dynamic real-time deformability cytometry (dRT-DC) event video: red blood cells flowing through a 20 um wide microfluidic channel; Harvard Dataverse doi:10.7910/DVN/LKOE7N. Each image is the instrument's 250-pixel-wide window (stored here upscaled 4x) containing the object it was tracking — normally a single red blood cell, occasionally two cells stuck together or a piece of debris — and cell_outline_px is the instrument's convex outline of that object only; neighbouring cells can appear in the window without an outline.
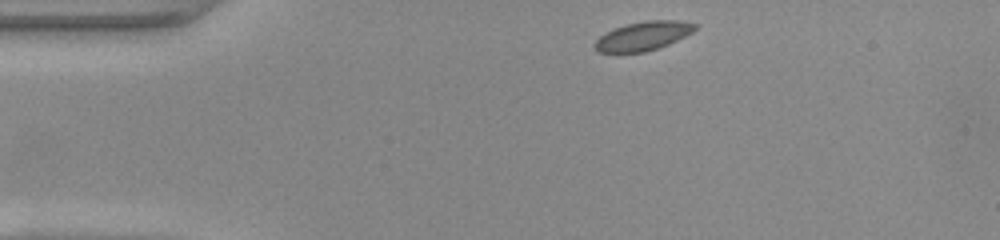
{"species": "common noctule bat (a hibernating species)", "species_latin": "Nyctalus noctula", "temperature_condition": "warm", "stored_images_in_passage": 42, "camera_frame_rate_fps": 3000, "um_per_image_px": 0.085, "animal": {"sex": "female", "body_mass_g": 22.0, "forearm_length_mm": 56.7}, "frame": {"image": 1, "passage_image": 1, "time_ms": 0.0, "image_size_px": [1000, 240], "cell_outline_px": [[696, 28], [692, 32], [668, 44], [644, 52], [596, 52], [592, 44], [600, 36], [616, 28], [628, 24], [644, 20], [680, 20], [696, 24]], "centroid_in_image_um": [54.65, 3.06], "position_along_channel_um": 30.4, "area_um2": 16.65}}
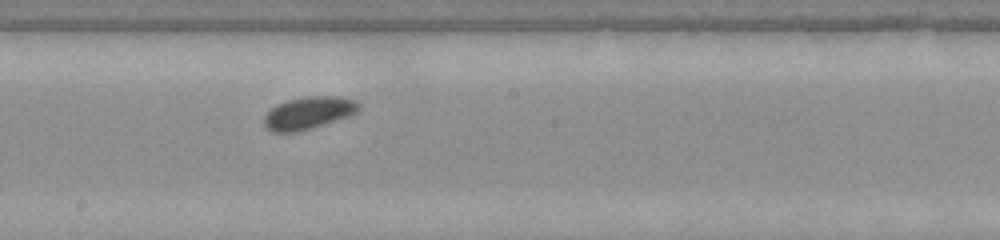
{"frame": {"image": 2, "passage_image": 19, "time_ms": 6.0, "image_size_px": [1000, 240], "cell_outline_px": [[360, 108], [356, 112], [348, 116], [312, 128], [296, 132], [272, 132], [264, 124], [264, 116], [276, 104], [288, 100], [308, 96], [340, 96], [356, 100], [360, 104]], "centroid_in_image_um": [26.24, 9.59], "position_along_channel_um": 222.0, "area_um2": 17.8}}
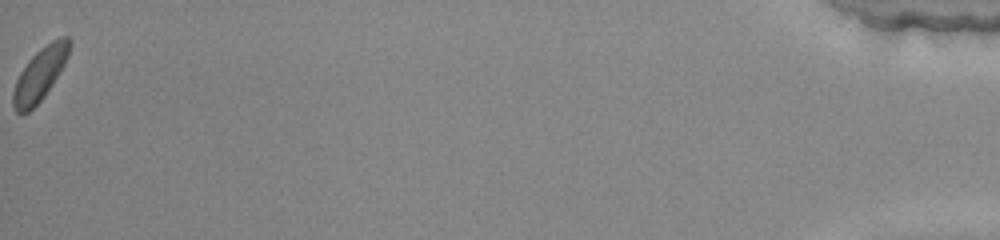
{"frame": {"image": 3, "passage_image": 42, "time_ms": 13.667, "image_size_px": [1000, 240], "cell_outline_px": [[72, 44], [68, 56], [60, 72], [44, 96], [28, 112], [16, 112], [12, 104], [12, 92], [16, 80], [20, 72], [28, 60], [40, 48], [52, 40], [60, 36], [68, 36], [72, 40]], "centroid_in_image_um": [3.41, 6.26], "position_along_channel_um": 431.8, "area_um2": 17.34}, "authors_computed_cell_mechanics": {"area_um2": 16.9932, "velocity_mm_per_s": 4.074, "shape_relaxation_time_tau1_ms": 2.221, "shape_relaxation_time_tau2_ms": null, "deformation_change_tau1": 0.0724, "deformation_change_tau2": null}}